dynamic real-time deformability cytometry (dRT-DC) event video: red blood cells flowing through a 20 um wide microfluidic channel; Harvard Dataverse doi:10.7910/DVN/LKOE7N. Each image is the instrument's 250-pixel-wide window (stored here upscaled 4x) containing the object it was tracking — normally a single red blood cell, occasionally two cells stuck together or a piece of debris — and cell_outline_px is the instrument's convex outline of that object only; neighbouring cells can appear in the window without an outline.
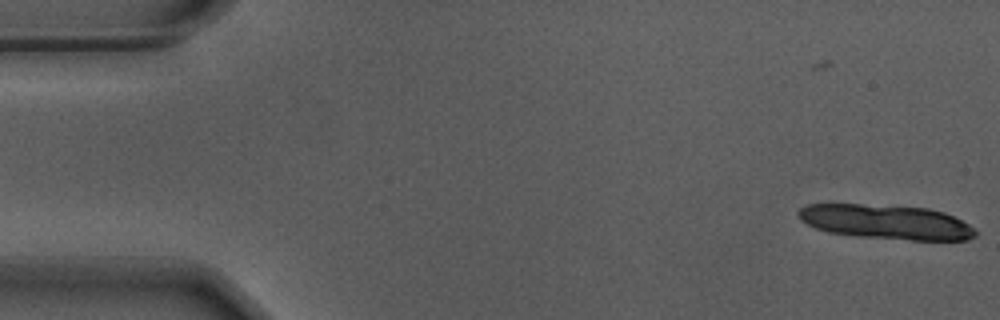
{"species": "Egyptian fruit bat (a non-hibernating species)", "species_latin": "Rousettus aegyptiacus", "temperature_condition": "warm", "stored_images_in_passage": 5, "camera_frame_rate_fps": 3000, "um_per_image_px": 0.085, "animal": {"sex": "male"}, "frame": {"image": 1, "passage_image": 5, "time_ms": 1.333, "image_size_px": [1000, 320], "cell_outline_px": [[976, 236], [968, 240], [912, 240], [864, 236], [828, 232], [816, 228], [800, 220], [796, 212], [800, 208], [808, 204], [860, 204], [928, 208], [944, 212], [968, 224], [976, 232]], "centroid_in_image_um": [75.31, 18.86], "position_along_channel_um": 9.7, "area_um2": 35.26}}